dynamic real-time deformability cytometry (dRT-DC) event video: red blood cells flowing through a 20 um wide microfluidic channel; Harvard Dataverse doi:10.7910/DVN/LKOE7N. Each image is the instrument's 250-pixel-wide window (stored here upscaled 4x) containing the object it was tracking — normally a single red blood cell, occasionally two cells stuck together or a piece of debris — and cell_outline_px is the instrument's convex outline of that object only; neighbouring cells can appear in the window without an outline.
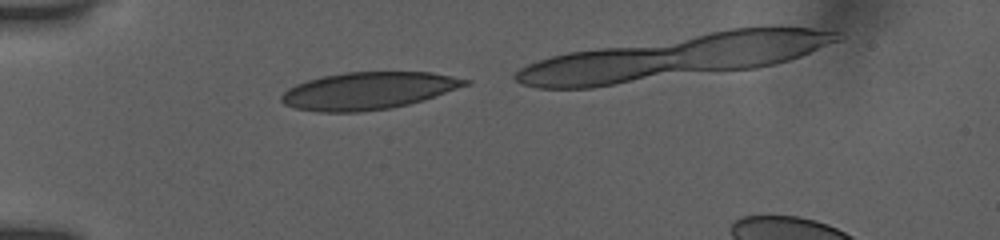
{"species": "human", "species_latin": "Homo sapiens", "temperature_condition": "room temperature", "stored_images_in_passage": 16, "segment_of_instrument_passage": [1, 2], "camera_frame_rate_fps": 3000, "um_per_image_px": 0.085, "donor": {"sex": "female"}, "frame": {"image": 1, "passage_image": 5, "time_ms": 1.333, "image_size_px": [1000, 240], "cell_outline_px": [[472, 84], [424, 100], [392, 108], [360, 112], [316, 112], [296, 108], [284, 104], [280, 100], [280, 96], [288, 88], [296, 84], [308, 80], [324, 76], [344, 72], [432, 72], [472, 80]], "centroid_in_image_um": [31.33, 7.71], "position_along_channel_um": 53.7, "area_um2": 40.17}}
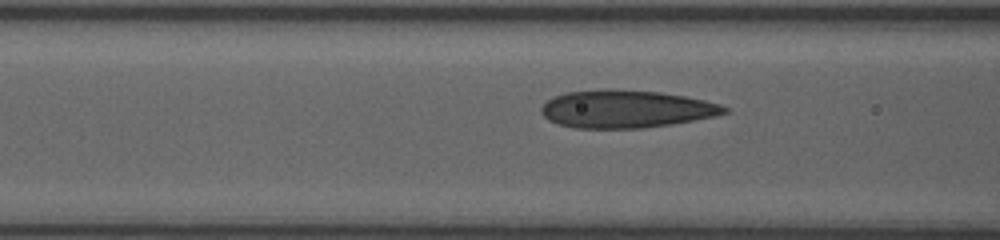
{"frame": {"image": 2, "passage_image": 10, "time_ms": 3.333, "image_size_px": [1000, 240], "cell_outline_px": [[728, 112], [716, 116], [672, 124], [640, 128], [576, 128], [556, 124], [548, 120], [540, 112], [540, 108], [548, 100], [564, 92], [660, 92], [684, 96], [704, 100], [720, 104], [728, 108]], "centroid_in_image_um": [53.23, 9.31], "position_along_channel_um": 113.4, "area_um2": 39.02}}
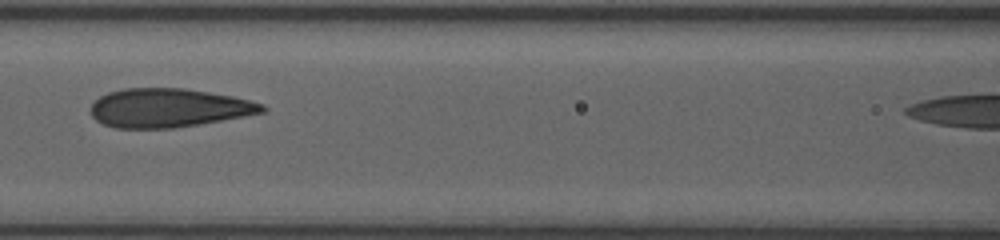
{"frame": {"image": 3, "passage_image": 13, "time_ms": 4.333, "image_size_px": [1000, 240], "cell_outline_px": [[268, 108], [264, 112], [244, 116], [172, 128], [116, 128], [104, 124], [96, 120], [92, 116], [92, 104], [100, 96], [108, 92], [124, 88], [184, 88], [232, 96], [264, 104]], "centroid_in_image_um": [14.32, 9.16], "position_along_channel_um": 152.3, "area_um2": 38.44}}